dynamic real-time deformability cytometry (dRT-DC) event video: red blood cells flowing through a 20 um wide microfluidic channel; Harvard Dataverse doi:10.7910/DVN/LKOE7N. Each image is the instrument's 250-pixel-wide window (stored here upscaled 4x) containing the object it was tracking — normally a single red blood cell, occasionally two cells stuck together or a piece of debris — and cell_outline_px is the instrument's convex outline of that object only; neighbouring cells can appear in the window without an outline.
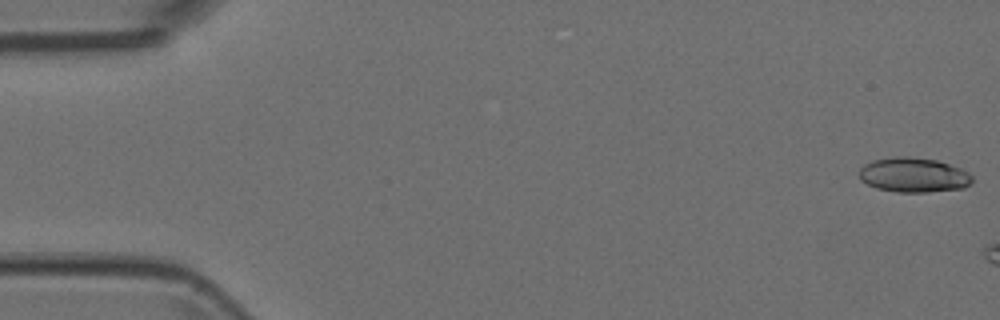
{"species": "Egyptian fruit bat (a non-hibernating species)", "species_latin": "Rousettus aegyptiacus", "temperature_condition": "room temperature", "stored_images_in_passage": 3, "camera_frame_rate_fps": 3000, "um_per_image_px": 0.085, "animal": {"sex": "female"}, "frame": {"image": 1, "passage_image": 1, "time_ms": 0.0, "image_size_px": [1000, 320], "cell_outline_px": [[972, 180], [964, 188], [928, 192], [896, 192], [876, 188], [860, 180], [860, 168], [864, 164], [872, 160], [892, 156], [908, 156], [936, 160], [960, 168], [968, 172], [972, 176]], "centroid_in_image_um": [77.63, 14.87], "position_along_channel_um": 7.4, "area_um2": 22.89}}